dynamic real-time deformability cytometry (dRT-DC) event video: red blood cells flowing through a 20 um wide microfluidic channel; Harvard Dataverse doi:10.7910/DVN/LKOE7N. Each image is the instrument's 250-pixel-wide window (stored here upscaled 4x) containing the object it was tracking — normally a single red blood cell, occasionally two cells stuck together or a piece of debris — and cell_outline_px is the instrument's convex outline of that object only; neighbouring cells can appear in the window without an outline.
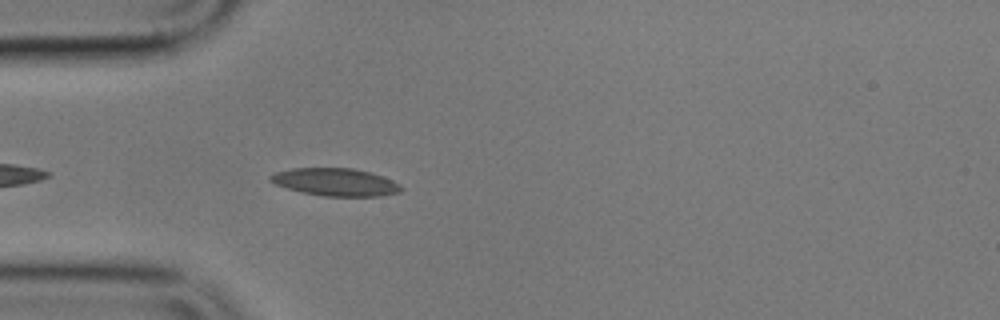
{"species": "common noctule bat (a hibernating species)", "species_latin": "Nyctalus noctula", "temperature_condition": "cold", "stored_images_in_passage": 2, "camera_frame_rate_fps": 3000, "um_per_image_px": 0.085, "animal": {"sex": "male", "body_mass_g": 17.9}, "frame": {"image": 1, "passage_image": 2, "time_ms": 1.333, "image_size_px": [1000, 320], "cell_outline_px": [[404, 188], [400, 192], [380, 196], [324, 196], [304, 192], [288, 188], [276, 184], [268, 180], [268, 176], [276, 172], [292, 168], [352, 168], [372, 172], [384, 176], [400, 184]], "centroid_in_image_um": [28.55, 15.47], "position_along_channel_um": 56.4, "area_um2": 21.1}}